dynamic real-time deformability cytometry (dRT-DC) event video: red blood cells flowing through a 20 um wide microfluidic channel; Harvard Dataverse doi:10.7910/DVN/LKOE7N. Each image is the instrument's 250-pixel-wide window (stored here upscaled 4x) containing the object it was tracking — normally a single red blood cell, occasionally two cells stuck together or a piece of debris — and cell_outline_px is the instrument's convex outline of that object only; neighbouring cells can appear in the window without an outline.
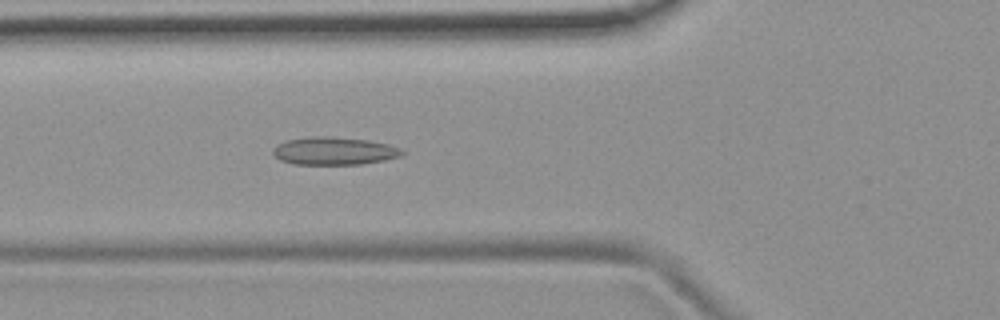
{"species": "common noctule bat (a hibernating species)", "species_latin": "Nyctalus noctula", "temperature_condition": "room temperature", "stored_images_in_passage": 53, "camera_frame_rate_fps": 3000, "um_per_image_px": 0.085, "animal": {"sex": "female", "body_mass_g": 19.9}, "frame": {"image": 1, "passage_image": 18, "time_ms": 5.667, "image_size_px": [1000, 320], "cell_outline_px": [[404, 152], [400, 156], [384, 160], [360, 164], [292, 164], [280, 160], [272, 152], [272, 148], [276, 144], [284, 140], [312, 136], [324, 136], [368, 140], [388, 144], [400, 148]], "centroid_in_image_um": [28.34, 12.82], "position_along_channel_um": 97.5, "area_um2": 20.92}}
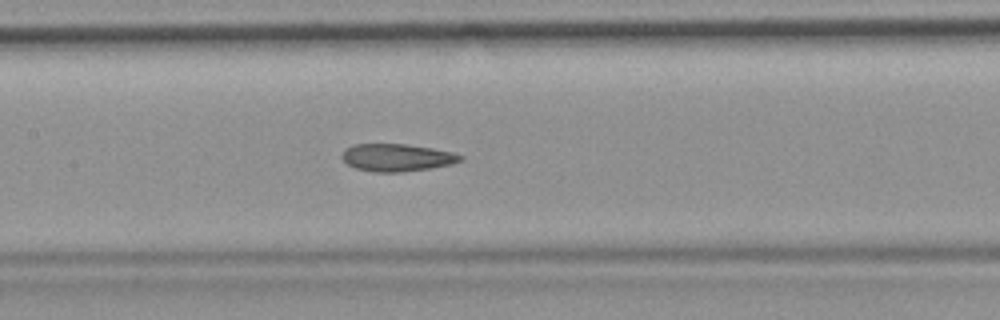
{"frame": {"image": 2, "passage_image": 24, "time_ms": 7.667, "image_size_px": [1000, 320], "cell_outline_px": [[464, 160], [452, 164], [428, 168], [400, 172], [376, 172], [356, 168], [348, 164], [340, 156], [344, 148], [352, 144], [404, 144], [432, 148], [452, 152], [464, 156]], "centroid_in_image_um": [33.72, 13.38], "position_along_channel_um": 173.7, "area_um2": 18.96}}
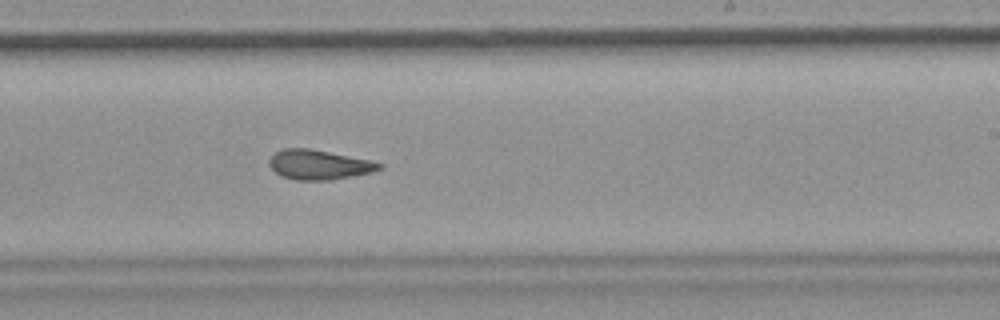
{"frame": {"image": 3, "passage_image": 31, "time_ms": 10.0, "image_size_px": [1000, 320], "cell_outline_px": [[384, 168], [372, 172], [352, 176], [328, 180], [296, 180], [280, 176], [268, 164], [268, 160], [276, 152], [284, 148], [308, 148], [372, 160], [384, 164]], "centroid_in_image_um": [27.13, 14.0], "position_along_channel_um": 261.9, "area_um2": 19.07}, "authors_computed_cell_mechanics": {"area_um2": 19.7676, "velocity_mm_per_s": 3.793, "shape_relaxation_time_tau1_ms": null, "shape_relaxation_time_tau2_ms": 2.8636, "deformation_change_tau1": null, "deformation_change_tau2": 0.107}}